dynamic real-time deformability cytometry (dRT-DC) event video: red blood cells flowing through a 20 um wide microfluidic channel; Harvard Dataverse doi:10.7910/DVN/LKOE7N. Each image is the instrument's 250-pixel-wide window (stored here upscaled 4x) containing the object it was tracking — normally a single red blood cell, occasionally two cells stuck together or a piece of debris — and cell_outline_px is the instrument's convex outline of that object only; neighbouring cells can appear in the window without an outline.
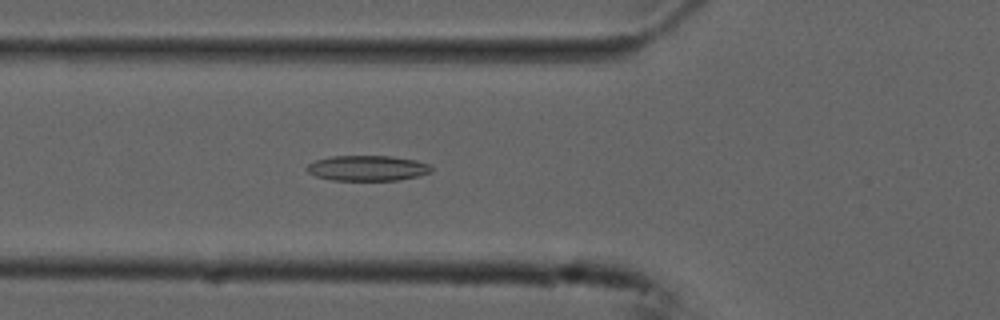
{"species": "common noctule bat (a hibernating species)", "species_latin": "Nyctalus noctula", "temperature_condition": "cold", "stored_images_in_passage": 55, "camera_frame_rate_fps": 3000, "um_per_image_px": 0.085, "animal": {"sex": "male", "forearm_length_mm": 52.5}, "frame": {"image": 1, "passage_image": 20, "time_ms": 6.333, "image_size_px": [1000, 320], "cell_outline_px": [[432, 172], [420, 176], [396, 180], [332, 180], [316, 176], [308, 172], [304, 168], [308, 164], [316, 160], [332, 156], [392, 156], [416, 160], [428, 164], [432, 168]], "centroid_in_image_um": [31.24, 14.29], "position_along_channel_um": 94.6, "area_um2": 18.44}}
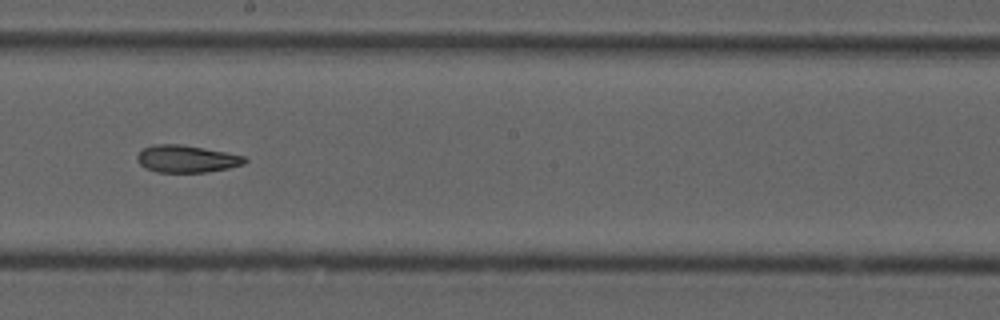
{"frame": {"image": 2, "passage_image": 31, "time_ms": 10.0, "image_size_px": [1000, 320], "cell_outline_px": [[248, 160], [244, 164], [228, 168], [208, 172], [156, 172], [144, 168], [136, 160], [136, 156], [144, 148], [156, 144], [180, 144], [204, 148], [244, 156]], "centroid_in_image_um": [15.84, 13.51], "position_along_channel_um": 232.4, "area_um2": 17.05}}
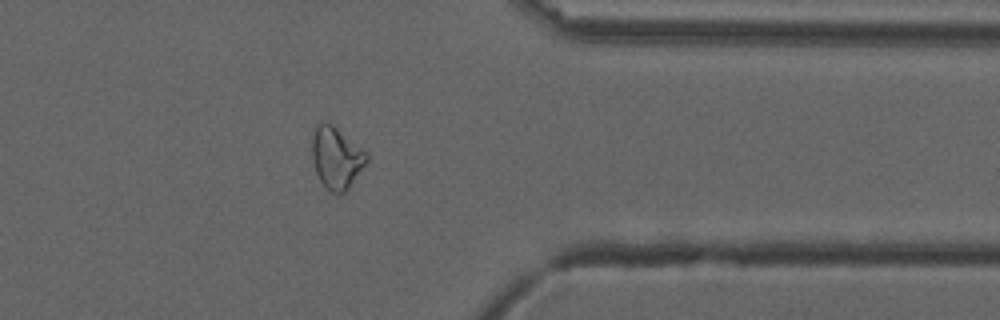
{"frame": {"image": 3, "passage_image": 44, "time_ms": 14.333, "image_size_px": [1000, 320], "cell_outline_px": [[368, 160], [348, 188], [344, 192], [336, 196], [328, 192], [320, 180], [316, 172], [312, 160], [312, 136], [316, 128], [324, 120], [332, 124], [368, 152]], "centroid_in_image_um": [28.59, 13.43], "position_along_channel_um": 382.8, "area_um2": 19.77}, "authors_computed_cell_mechanics": {"area_um2": 19.1896, "velocity_mm_per_s": 3.7486, "shape_relaxation_time_tau1_ms": null, "shape_relaxation_time_tau2_ms": 4.5187, "deformation_change_tau1": null, "deformation_change_tau2": 0.1175}}